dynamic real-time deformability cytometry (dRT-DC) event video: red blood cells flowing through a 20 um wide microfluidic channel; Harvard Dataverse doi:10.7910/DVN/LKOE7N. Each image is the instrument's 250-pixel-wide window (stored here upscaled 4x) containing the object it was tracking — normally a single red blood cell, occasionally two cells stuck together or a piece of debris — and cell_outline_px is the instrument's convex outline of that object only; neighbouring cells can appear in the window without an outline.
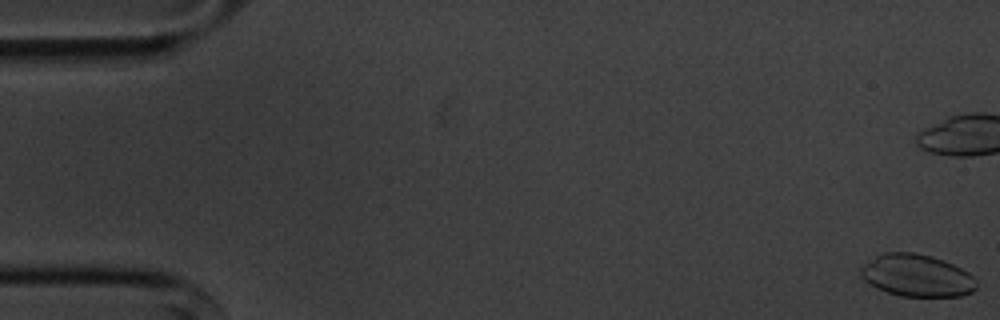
{"species": "common noctule bat (a hibernating species)", "species_latin": "Nyctalus noctula", "temperature_condition": "cold", "stored_images_in_passage": 43, "camera_frame_rate_fps": 3000, "um_per_image_px": 0.085, "animal": {"sex": "male", "body_mass_g": 20.1, "forearm_length_mm": 53.5}, "frame": {"image": 1, "passage_image": 1, "time_ms": 0.0, "image_size_px": [1000, 320], "cell_outline_px": [[976, 288], [972, 292], [960, 296], [900, 296], [876, 288], [864, 280], [860, 276], [860, 268], [864, 264], [876, 256], [884, 252], [916, 252], [932, 256], [944, 260], [968, 272], [976, 280]], "centroid_in_image_um": [77.92, 23.41], "position_along_channel_um": 7.1, "area_um2": 28.5}}